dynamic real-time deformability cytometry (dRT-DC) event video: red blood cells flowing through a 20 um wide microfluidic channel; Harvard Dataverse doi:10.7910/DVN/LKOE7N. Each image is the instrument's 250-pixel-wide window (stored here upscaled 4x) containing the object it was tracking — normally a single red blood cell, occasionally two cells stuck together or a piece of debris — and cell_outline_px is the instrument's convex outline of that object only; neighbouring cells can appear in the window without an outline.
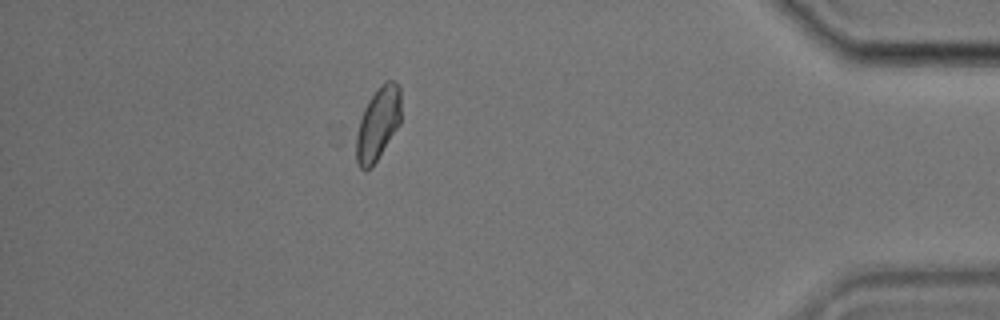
{"species": "common noctule bat (a hibernating species)", "species_latin": "Nyctalus noctula", "temperature_condition": "cold", "stored_images_in_passage": 35, "camera_frame_rate_fps": 3000, "um_per_image_px": 0.085, "animal": {"sex": "male", "body_mass_g": 17.9, "forearm_length_mm": 54.2}, "frame": {"image": 1, "passage_image": 29, "time_ms": 9.333, "image_size_px": [1000, 320], "cell_outline_px": [[400, 124], [372, 168], [360, 168], [356, 160], [356, 136], [360, 120], [364, 108], [368, 100], [380, 84], [388, 80], [392, 80], [400, 88]], "centroid_in_image_um": [32.12, 10.51], "position_along_channel_um": 403.1, "area_um2": 18.96}}